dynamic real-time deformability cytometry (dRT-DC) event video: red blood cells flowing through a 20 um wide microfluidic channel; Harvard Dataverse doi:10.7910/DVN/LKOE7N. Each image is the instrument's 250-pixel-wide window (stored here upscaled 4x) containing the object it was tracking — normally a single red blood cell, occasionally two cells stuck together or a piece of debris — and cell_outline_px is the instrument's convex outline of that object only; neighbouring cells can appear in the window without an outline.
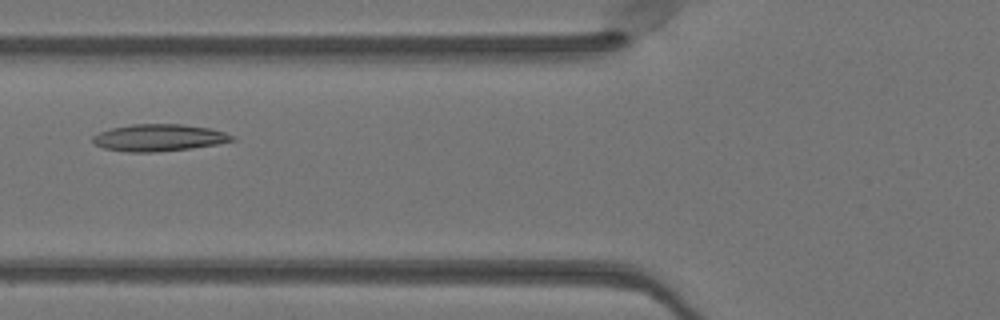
{"species": "Egyptian fruit bat (a non-hibernating species)", "species_latin": "Rousettus aegyptiacus", "temperature_condition": "warm", "stored_images_in_passage": 45, "camera_frame_rate_fps": 3000, "um_per_image_px": 0.085, "animal": {"sex": "female"}, "frame": {"image": 1, "passage_image": 15, "time_ms": 4.667, "image_size_px": [1000, 320], "cell_outline_px": [[236, 140], [216, 144], [192, 148], [156, 152], [128, 152], [104, 148], [96, 144], [92, 140], [92, 136], [100, 132], [112, 128], [132, 124], [184, 124], [208, 128], [224, 132], [236, 136]], "centroid_in_image_um": [13.53, 11.7], "position_along_channel_um": 112.3, "area_um2": 21.85}}
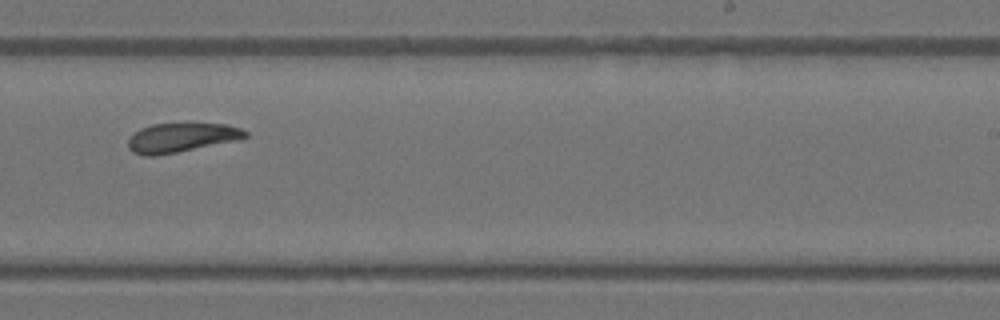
{"frame": {"image": 2, "passage_image": 27, "time_ms": 8.667, "image_size_px": [1000, 320], "cell_outline_px": [[248, 136], [240, 140], [156, 156], [144, 156], [132, 152], [128, 148], [128, 140], [140, 128], [152, 124], [192, 120], [224, 124], [240, 128], [248, 132]], "centroid_in_image_um": [15.45, 11.65], "position_along_channel_um": 273.5, "area_um2": 20.92}}
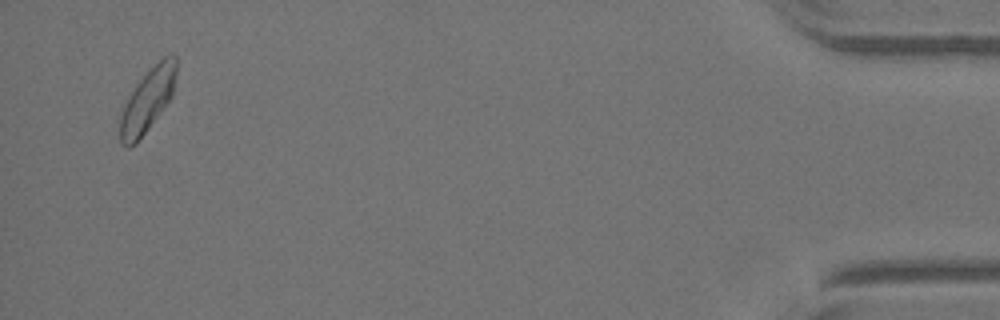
{"frame": {"image": 3, "passage_image": 44, "time_ms": 14.333, "image_size_px": [1000, 320], "cell_outline_px": [[176, 72], [172, 96], [136, 144], [128, 148], [124, 148], [120, 144], [120, 116], [124, 104], [128, 96], [136, 84], [164, 56], [172, 52], [176, 56]], "centroid_in_image_um": [12.52, 8.55], "position_along_channel_um": 422.7, "area_um2": 20.46}, "authors_computed_cell_mechanics": {"area_um2": 20.9814, "velocity_mm_per_s": 4.0397, "shape_relaxation_time_tau1_ms": null, "shape_relaxation_time_tau2_ms": 3.7477, "deformation_change_tau1": null, "deformation_change_tau2": 0.1115}}